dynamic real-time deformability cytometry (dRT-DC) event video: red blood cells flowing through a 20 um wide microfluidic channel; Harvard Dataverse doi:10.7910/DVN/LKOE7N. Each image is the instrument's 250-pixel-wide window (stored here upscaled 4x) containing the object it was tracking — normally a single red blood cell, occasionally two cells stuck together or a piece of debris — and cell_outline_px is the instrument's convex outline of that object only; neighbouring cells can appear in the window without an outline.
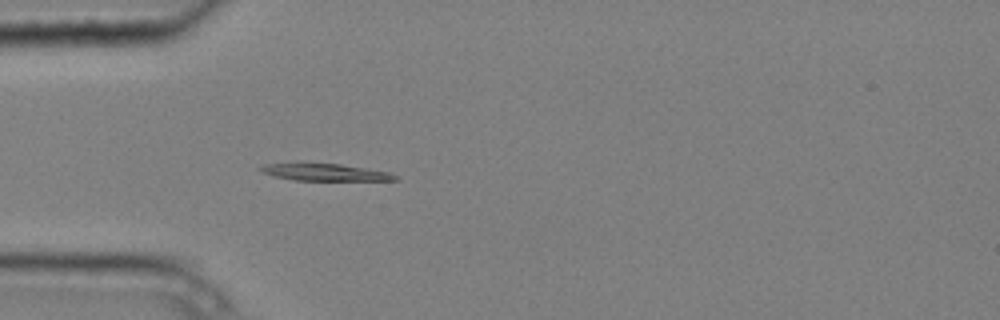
{"species": "common noctule bat (a hibernating species)", "species_latin": "Nyctalus noctula", "temperature_condition": "cold", "stored_images_in_passage": 5, "camera_frame_rate_fps": 3000, "um_per_image_px": 0.085, "animal": {"sex": "male", "body_mass_g": 20.4}, "frame": {"image": 1, "passage_image": 5, "time_ms": 1.333, "image_size_px": [1000, 320], "cell_outline_px": [[400, 180], [296, 180], [272, 176], [256, 168], [264, 164], [340, 164], [392, 172]], "centroid_in_image_um": [27.67, 14.65], "position_along_channel_um": 57.3, "area_um2": 13.06}}